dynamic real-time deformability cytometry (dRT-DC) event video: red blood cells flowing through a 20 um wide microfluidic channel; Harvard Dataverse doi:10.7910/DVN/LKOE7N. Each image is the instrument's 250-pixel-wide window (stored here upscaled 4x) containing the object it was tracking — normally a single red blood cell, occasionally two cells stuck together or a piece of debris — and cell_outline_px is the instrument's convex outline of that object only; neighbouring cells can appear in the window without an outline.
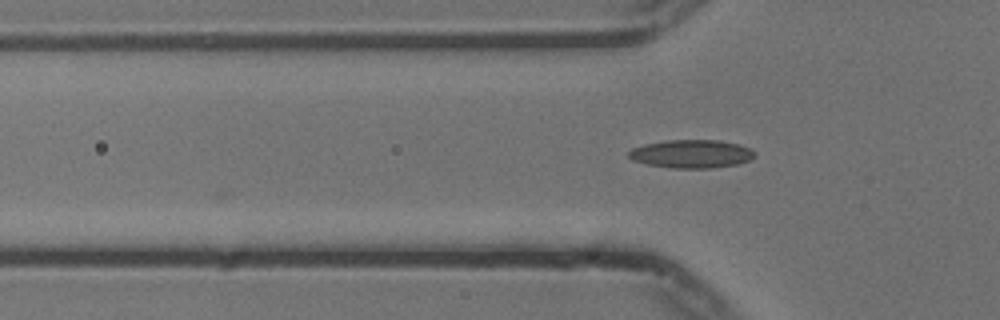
{"species": "common noctule bat (a hibernating species)", "species_latin": "Nyctalus noctula", "temperature_condition": "cold", "stored_images_in_passage": 9, "camera_frame_rate_fps": 3000, "um_per_image_px": 0.085, "animal": {"sex": "male", "body_mass_g": 13.3}, "frame": {"image": 1, "passage_image": 9, "time_ms": 2.667, "image_size_px": [1000, 320], "cell_outline_px": [[756, 152], [748, 160], [736, 164], [712, 168], [672, 168], [648, 164], [632, 160], [628, 156], [628, 152], [632, 148], [644, 144], [668, 140], [720, 140], [740, 144], [752, 148]], "centroid_in_image_um": [58.77, 13.07], "position_along_channel_um": 67.0, "area_um2": 20.75}}